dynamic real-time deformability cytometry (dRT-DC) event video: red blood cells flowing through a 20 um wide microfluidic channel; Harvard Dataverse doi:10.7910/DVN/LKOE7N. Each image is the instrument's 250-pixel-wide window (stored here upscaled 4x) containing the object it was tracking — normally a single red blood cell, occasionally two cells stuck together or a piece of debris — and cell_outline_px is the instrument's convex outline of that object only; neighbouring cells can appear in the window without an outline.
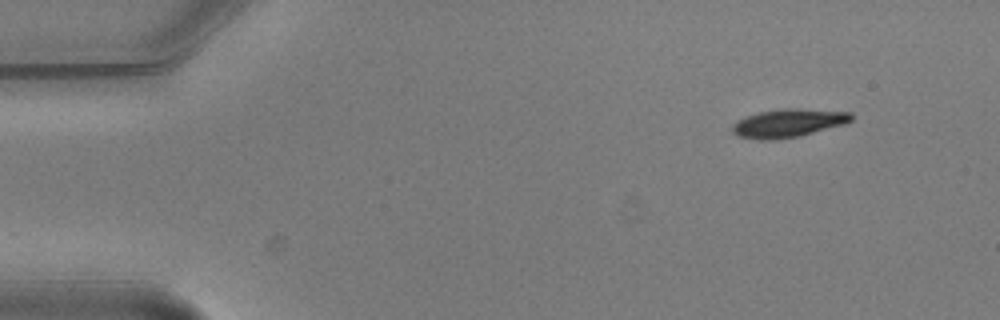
{"species": "common noctule bat (a hibernating species)", "species_latin": "Nyctalus noctula", "temperature_condition": "warm", "stored_images_in_passage": 3, "camera_frame_rate_fps": 3000, "um_per_image_px": 0.085, "animal": {"sex": "male", "body_mass_g": 20.5, "forearm_length_mm": 52.5}, "frame": {"image": 1, "passage_image": 1, "time_ms": 0.0, "image_size_px": [1000, 320], "cell_outline_px": [[852, 120], [844, 124], [800, 136], [776, 140], [760, 140], [740, 136], [732, 132], [732, 124], [744, 116], [760, 112], [784, 108], [796, 108], [852, 112]], "centroid_in_image_um": [67.0, 10.46], "position_along_channel_um": 18.0, "area_um2": 19.65}}